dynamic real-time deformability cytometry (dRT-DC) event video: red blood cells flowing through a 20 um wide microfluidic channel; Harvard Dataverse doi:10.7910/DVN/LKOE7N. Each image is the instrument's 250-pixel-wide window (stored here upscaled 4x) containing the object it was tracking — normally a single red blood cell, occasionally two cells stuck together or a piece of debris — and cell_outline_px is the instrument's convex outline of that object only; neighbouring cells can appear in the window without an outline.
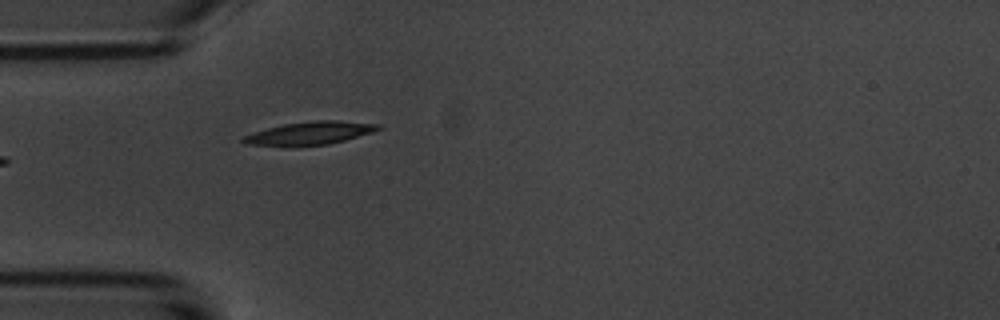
{"species": "common noctule bat (a hibernating species)", "species_latin": "Nyctalus noctula", "temperature_condition": "room temperature", "stored_images_in_passage": 6, "camera_frame_rate_fps": 3000, "um_per_image_px": 0.085, "animal": {"sex": "male", "body_mass_g": 20.1, "forearm_length_mm": 53.5}, "frame": {"image": 1, "passage_image": 6, "time_ms": 5.667, "image_size_px": [1000, 320], "cell_outline_px": [[380, 128], [372, 132], [344, 140], [328, 144], [284, 148], [244, 144], [240, 140], [244, 136], [252, 132], [284, 124], [316, 120], [336, 120], [380, 124]], "centroid_in_image_um": [26.22, 11.35], "position_along_channel_um": 58.8, "area_um2": 18.5}}